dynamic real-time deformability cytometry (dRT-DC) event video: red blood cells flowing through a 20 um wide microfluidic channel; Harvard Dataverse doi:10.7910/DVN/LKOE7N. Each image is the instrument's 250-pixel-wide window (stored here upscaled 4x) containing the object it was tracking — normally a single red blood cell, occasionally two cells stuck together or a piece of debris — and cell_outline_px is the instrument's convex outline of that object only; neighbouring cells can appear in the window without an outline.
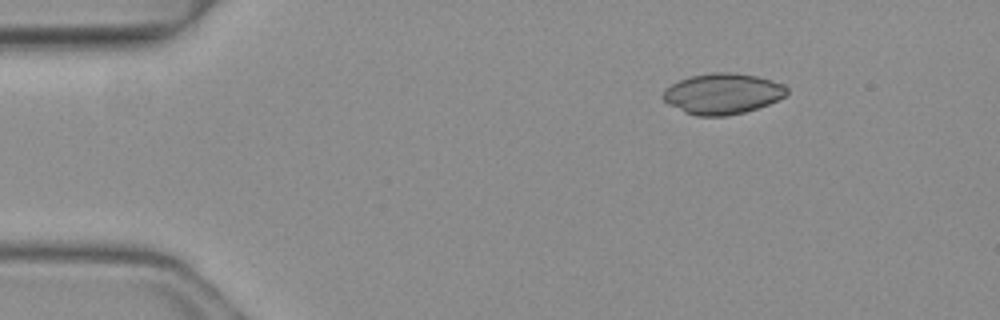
{"species": "common noctule bat (a hibernating species)", "species_latin": "Nyctalus noctula", "temperature_condition": "warm", "stored_images_in_passage": 3, "camera_frame_rate_fps": 3000, "um_per_image_px": 0.085, "animal": {"sex": "female", "body_mass_g": 19.3, "forearm_length_mm": 54.1}, "frame": {"image": 1, "passage_image": 1, "time_ms": 0.0, "image_size_px": [1000, 320], "cell_outline_px": [[788, 92], [784, 96], [768, 104], [744, 112], [728, 116], [696, 116], [684, 112], [668, 104], [664, 100], [664, 88], [680, 80], [692, 76], [712, 72], [732, 72], [756, 76], [784, 84], [788, 88]], "centroid_in_image_um": [61.41, 7.97], "position_along_channel_um": 23.6, "area_um2": 29.25}}